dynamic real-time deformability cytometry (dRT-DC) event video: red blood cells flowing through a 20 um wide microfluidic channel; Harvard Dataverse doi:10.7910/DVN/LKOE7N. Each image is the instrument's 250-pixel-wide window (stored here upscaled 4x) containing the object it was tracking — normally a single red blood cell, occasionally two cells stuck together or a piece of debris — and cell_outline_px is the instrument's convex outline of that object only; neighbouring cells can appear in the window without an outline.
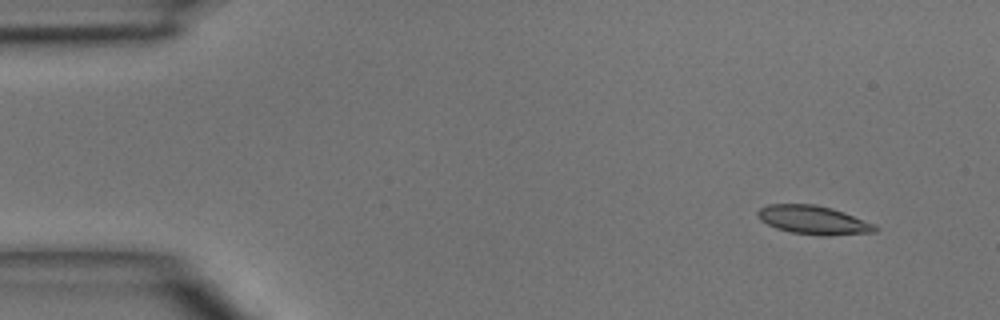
{"species": "common noctule bat (a hibernating species)", "species_latin": "Nyctalus noctula", "temperature_condition": "room temperature", "stored_images_in_passage": 6, "camera_frame_rate_fps": 3000, "um_per_image_px": 0.085, "animal": {"sex": "male", "body_mass_g": 15.6}, "frame": {"image": 1, "passage_image": 1, "time_ms": 0.0, "image_size_px": [1000, 320], "cell_outline_px": [[880, 228], [876, 232], [824, 236], [820, 236], [792, 232], [776, 228], [760, 220], [756, 216], [756, 212], [760, 208], [768, 204], [816, 204], [832, 208], [844, 212], [876, 224]], "centroid_in_image_um": [69.16, 18.7], "position_along_channel_um": 15.8, "area_um2": 19.83}}
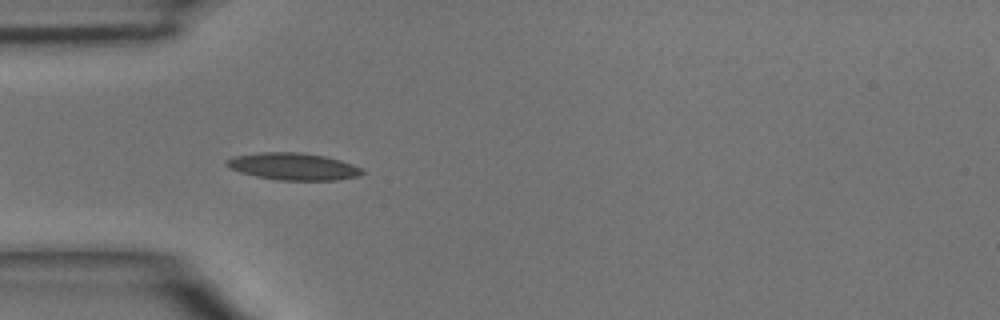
{"frame": {"image": 2, "passage_image": 4, "time_ms": 3.333, "image_size_px": [1000, 320], "cell_outline_px": [[368, 172], [356, 176], [336, 180], [280, 180], [256, 176], [240, 172], [228, 168], [224, 164], [224, 160], [232, 156], [260, 152], [304, 152], [324, 156], [340, 160], [352, 164]], "centroid_in_image_um": [24.88, 14.14], "position_along_channel_um": 60.1, "area_um2": 21.56}}